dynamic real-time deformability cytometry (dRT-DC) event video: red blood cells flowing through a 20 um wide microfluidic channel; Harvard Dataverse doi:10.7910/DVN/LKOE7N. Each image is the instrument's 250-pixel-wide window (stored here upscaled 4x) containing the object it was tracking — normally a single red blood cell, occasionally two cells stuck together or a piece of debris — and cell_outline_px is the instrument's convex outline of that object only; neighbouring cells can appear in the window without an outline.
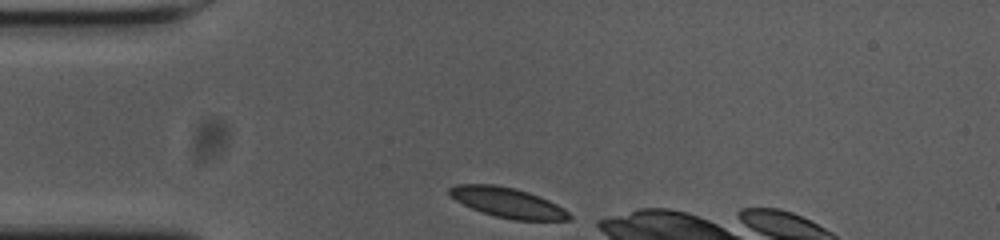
{"species": "common noctule bat (a hibernating species)", "species_latin": "Nyctalus noctula", "temperature_condition": "cold", "stored_images_in_passage": 33, "camera_frame_rate_fps": 3000, "um_per_image_px": 0.085, "animal": {"sex": "female", "body_mass_g": 23.0, "forearm_length_mm": 53.4}, "frame": {"image": 1, "passage_image": 1, "time_ms": 0.0, "image_size_px": [1000, 240], "cell_outline_px": [[572, 216], [568, 220], [512, 220], [496, 216], [472, 208], [456, 200], [448, 192], [448, 188], [456, 184], [496, 184], [516, 188], [528, 192], [548, 200], [564, 208]], "centroid_in_image_um": [43.16, 17.21], "position_along_channel_um": 41.8, "area_um2": 20.75}}
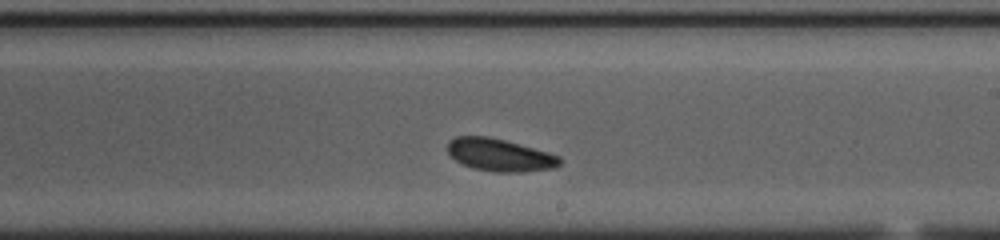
{"frame": {"image": 2, "passage_image": 20, "time_ms": 6.333, "image_size_px": [1000, 240], "cell_outline_px": [[564, 160], [556, 168], [524, 172], [496, 172], [472, 168], [460, 164], [448, 152], [448, 140], [456, 136], [488, 136], [504, 140], [548, 152], [560, 156]], "centroid_in_image_um": [42.5, 13.18], "position_along_channel_um": 246.5, "area_um2": 21.44}}
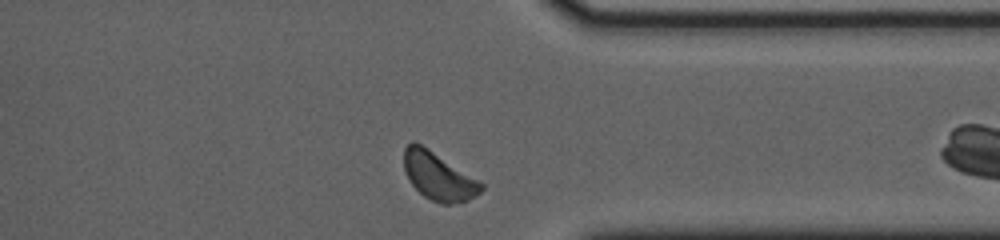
{"frame": {"image": 3, "passage_image": 31, "time_ms": 10.0, "image_size_px": [1000, 240], "cell_outline_px": [[484, 188], [476, 196], [468, 200], [452, 204], [440, 204], [424, 196], [412, 184], [404, 168], [404, 148], [412, 140], [416, 140], [484, 184]], "centroid_in_image_um": [37.26, 14.97], "position_along_channel_um": 374.1, "area_um2": 21.39}}